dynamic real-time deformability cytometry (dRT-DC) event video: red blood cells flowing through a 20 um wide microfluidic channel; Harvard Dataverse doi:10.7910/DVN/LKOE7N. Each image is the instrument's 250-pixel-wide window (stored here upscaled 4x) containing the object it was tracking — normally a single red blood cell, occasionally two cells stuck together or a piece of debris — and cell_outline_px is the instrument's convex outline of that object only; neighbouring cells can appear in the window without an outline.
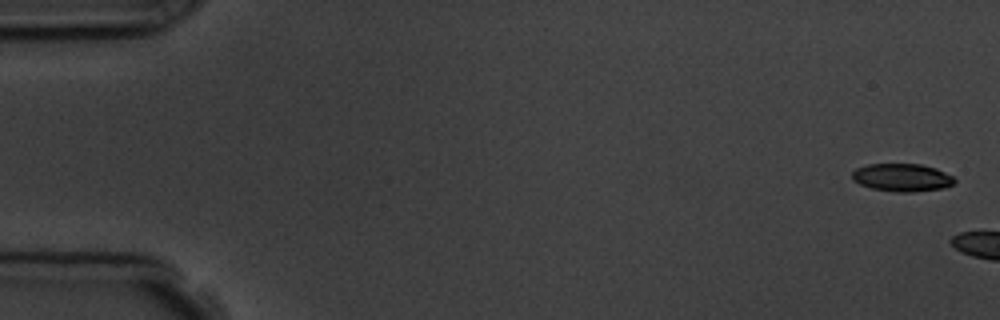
{"species": "common noctule bat (a hibernating species)", "species_latin": "Nyctalus noctula", "temperature_condition": "room temperature", "stored_images_in_passage": 7, "camera_frame_rate_fps": 3000, "um_per_image_px": 0.085, "animal": {"sex": "male", "body_mass_g": 19.5, "forearm_length_mm": 54.6}, "frame": {"image": 1, "passage_image": 1, "time_ms": 0.0, "image_size_px": [1000, 320], "cell_outline_px": [[956, 180], [952, 184], [944, 188], [912, 192], [896, 192], [872, 188], [860, 184], [852, 180], [852, 172], [856, 168], [868, 164], [920, 164], [936, 168], [952, 176]], "centroid_in_image_um": [76.66, 15.09], "position_along_channel_um": 8.3, "area_um2": 16.59}}
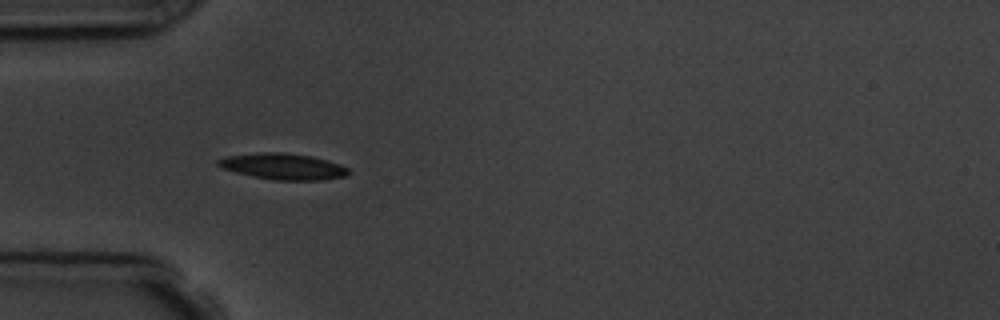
{"frame": {"image": 2, "passage_image": 6, "time_ms": 6.667, "image_size_px": [1000, 320], "cell_outline_px": [[352, 172], [348, 176], [320, 180], [276, 180], [252, 176], [220, 168], [216, 164], [216, 160], [228, 156], [256, 152], [284, 152], [312, 156], [328, 160], [340, 164], [348, 168]], "centroid_in_image_um": [24.08, 14.14], "position_along_channel_um": 60.9, "area_um2": 20.11}}